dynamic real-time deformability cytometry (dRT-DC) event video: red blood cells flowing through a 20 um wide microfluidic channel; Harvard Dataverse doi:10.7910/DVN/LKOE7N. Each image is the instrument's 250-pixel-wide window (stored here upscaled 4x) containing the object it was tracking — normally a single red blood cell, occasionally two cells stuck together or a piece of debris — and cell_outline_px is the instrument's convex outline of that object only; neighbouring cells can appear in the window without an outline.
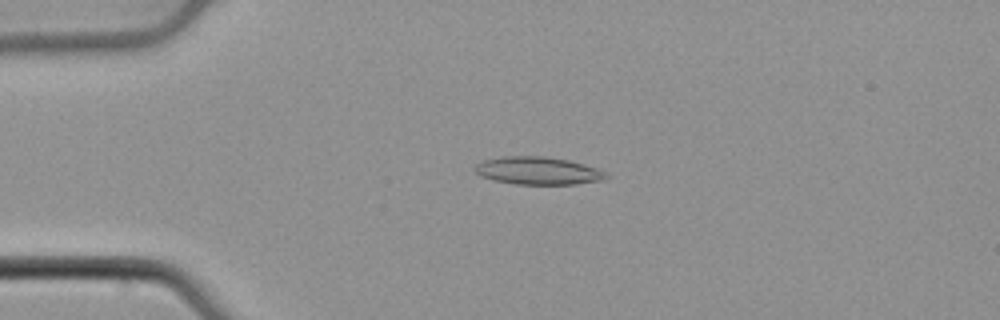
{"species": "common noctule bat (a hibernating species)", "species_latin": "Nyctalus noctula", "temperature_condition": "cold", "stored_images_in_passage": 53, "camera_frame_rate_fps": 3000, "um_per_image_px": 0.085, "animal": {"sex": "male", "body_mass_g": 21.5, "forearm_length_mm": 52.0}, "frame": {"image": 1, "passage_image": 13, "time_ms": 4.0, "image_size_px": [1000, 320], "cell_outline_px": [[608, 176], [604, 180], [576, 184], [516, 184], [492, 180], [480, 176], [472, 168], [476, 164], [484, 160], [500, 156], [544, 156], [568, 160], [584, 164], [608, 172]], "centroid_in_image_um": [45.71, 14.51], "position_along_channel_um": 39.3, "area_um2": 21.39}}
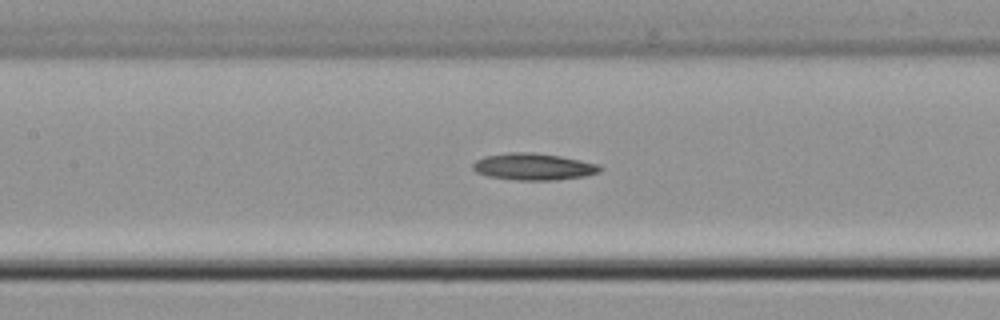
{"frame": {"image": 2, "passage_image": 25, "time_ms": 8.0, "image_size_px": [1000, 320], "cell_outline_px": [[604, 168], [600, 172], [584, 176], [556, 180], [516, 180], [488, 176], [476, 172], [472, 168], [472, 164], [476, 160], [484, 156], [508, 152], [532, 152], [560, 156], [600, 164]], "centroid_in_image_um": [45.36, 14.16], "position_along_channel_um": 162.0, "area_um2": 20.0}}
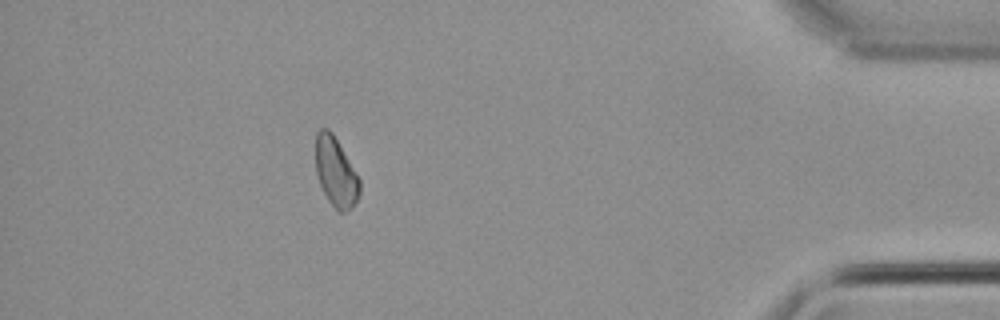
{"frame": {"image": 3, "passage_image": 48, "time_ms": 15.667, "image_size_px": [1000, 320], "cell_outline_px": [[360, 192], [356, 200], [344, 212], [340, 212], [328, 200], [320, 184], [316, 172], [316, 132], [320, 128], [328, 128], [332, 132], [356, 172], [360, 180]], "centroid_in_image_um": [28.52, 14.58], "position_along_channel_um": 406.7, "area_um2": 17.4}, "authors_computed_cell_mechanics": {"area_um2": 19.074, "velocity_mm_per_s": 3.8711, "shape_relaxation_time_tau1_ms": 7.6963, "shape_relaxation_time_tau2_ms": null, "deformation_change_tau1": 0.1125, "deformation_change_tau2": null}}